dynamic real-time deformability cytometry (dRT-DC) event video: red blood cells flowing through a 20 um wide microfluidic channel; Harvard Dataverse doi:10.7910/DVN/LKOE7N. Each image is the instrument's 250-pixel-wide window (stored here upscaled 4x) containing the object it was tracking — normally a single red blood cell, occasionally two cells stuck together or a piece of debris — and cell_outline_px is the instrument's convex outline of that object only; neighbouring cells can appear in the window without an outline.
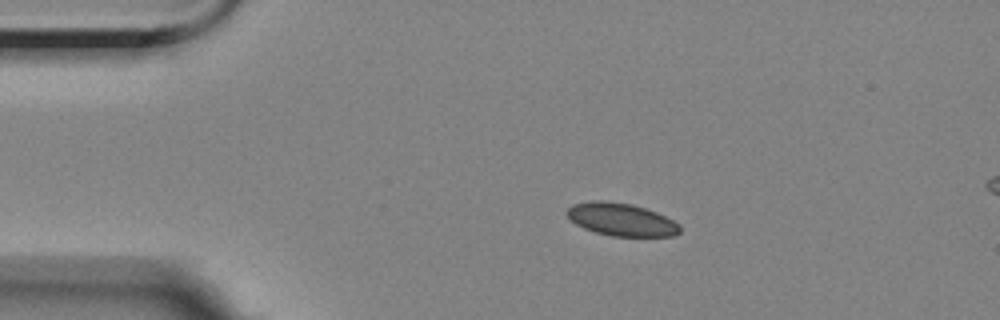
{"species": "Egyptian fruit bat (a non-hibernating species)", "species_latin": "Rousettus aegyptiacus", "temperature_condition": "room temperature", "stored_images_in_passage": 16, "camera_frame_rate_fps": 3000, "um_per_image_px": 0.085, "animal": {"sex": "female"}, "frame": {"image": 1, "passage_image": 10, "time_ms": 3.0, "image_size_px": [1000, 320], "cell_outline_px": [[680, 232], [672, 236], [612, 236], [596, 232], [584, 228], [576, 224], [564, 212], [572, 204], [592, 200], [604, 200], [632, 204], [656, 212], [680, 224]], "centroid_in_image_um": [52.78, 18.65], "position_along_channel_um": 32.2, "area_um2": 21.5}}